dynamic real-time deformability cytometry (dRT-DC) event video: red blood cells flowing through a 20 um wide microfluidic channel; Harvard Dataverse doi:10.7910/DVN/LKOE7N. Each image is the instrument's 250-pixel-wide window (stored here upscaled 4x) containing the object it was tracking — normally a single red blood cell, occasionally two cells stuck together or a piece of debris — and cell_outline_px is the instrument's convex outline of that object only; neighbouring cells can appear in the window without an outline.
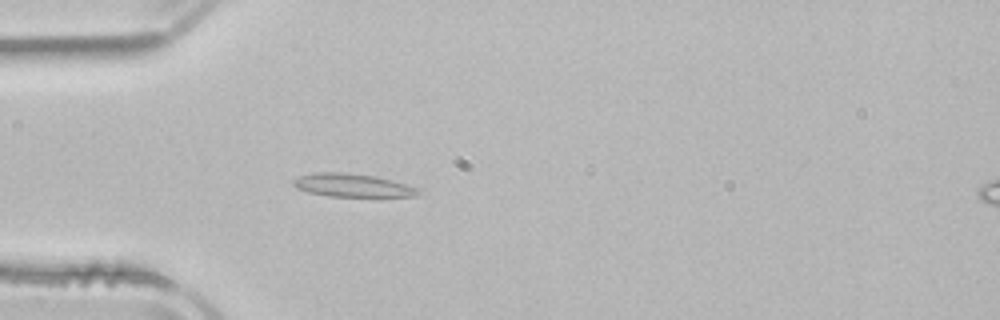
{"species": "common noctule bat (a hibernating species)", "species_latin": "Nyctalus noctula", "temperature_condition": "room temperature", "stored_images_in_passage": 52, "camera_frame_rate_fps": 3000, "um_per_image_px": 0.085, "animal": {"sex": "male", "body_mass_g": 21.5, "forearm_length_mm": 52.0}, "frame": {"image": 1, "passage_image": 15, "time_ms": 4.667, "image_size_px": [1000, 320], "cell_outline_px": [[420, 196], [328, 196], [308, 192], [296, 188], [292, 184], [292, 180], [300, 176], [312, 172], [340, 172], [376, 176], [392, 180], [416, 188], [420, 192]], "centroid_in_image_um": [29.9, 15.74], "position_along_channel_um": 55.1, "area_um2": 16.76}}
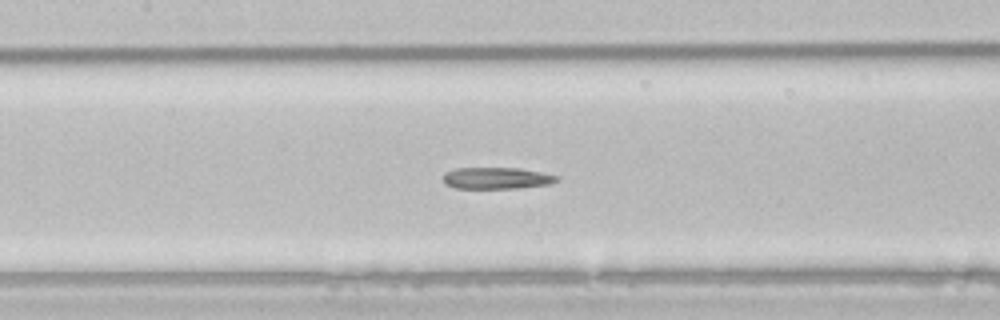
{"frame": {"image": 2, "passage_image": 24, "time_ms": 7.667, "image_size_px": [1000, 320], "cell_outline_px": [[560, 180], [548, 184], [516, 188], [456, 188], [448, 184], [444, 180], [444, 172], [456, 168], [520, 168], [560, 176]], "centroid_in_image_um": [42.25, 15.13], "position_along_channel_um": 165.2, "area_um2": 14.16}}
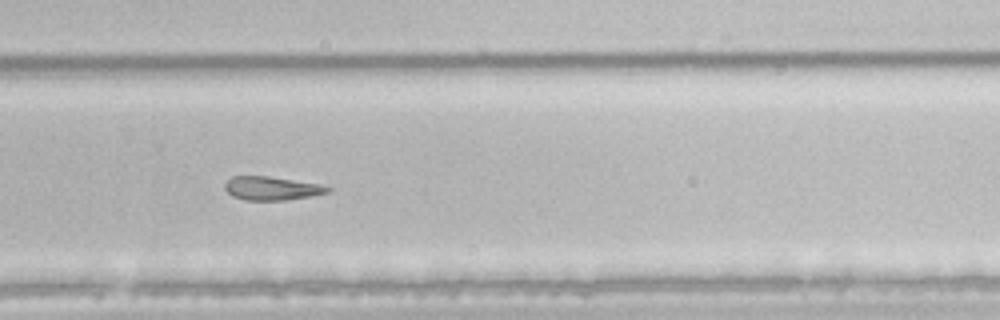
{"frame": {"image": 3, "passage_image": 35, "time_ms": 11.333, "image_size_px": [1000, 320], "cell_outline_px": [[332, 188], [328, 192], [312, 196], [284, 200], [244, 200], [232, 196], [224, 188], [224, 184], [232, 176], [268, 176], [320, 184]], "centroid_in_image_um": [23.08, 16.01], "position_along_channel_um": 306.7, "area_um2": 14.1}, "authors_computed_cell_mechanics": {"area_um2": 16.2418, "velocity_mm_per_s": 3.8835, "shape_relaxation_time_tau1_ms": null, "shape_relaxation_time_tau2_ms": 3.9789, "deformation_change_tau1": null, "deformation_change_tau2": 0.118}}